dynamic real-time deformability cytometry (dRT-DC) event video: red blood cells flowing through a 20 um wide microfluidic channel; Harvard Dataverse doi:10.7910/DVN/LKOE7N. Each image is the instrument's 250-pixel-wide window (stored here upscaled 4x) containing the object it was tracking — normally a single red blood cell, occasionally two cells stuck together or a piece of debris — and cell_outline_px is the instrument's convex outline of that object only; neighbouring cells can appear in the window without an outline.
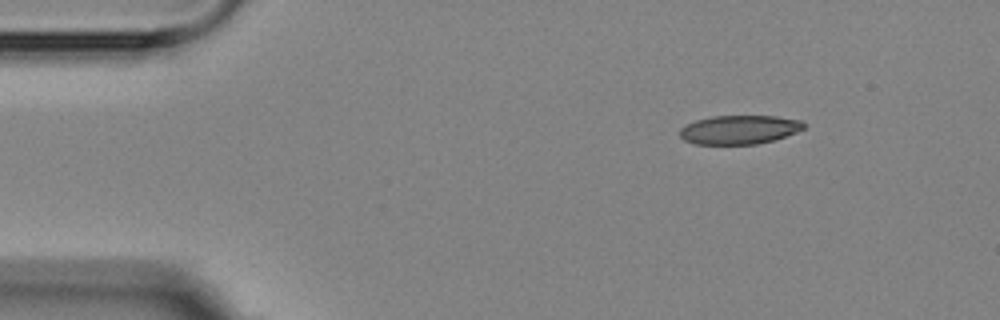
{"species": "Egyptian fruit bat (a non-hibernating species)", "species_latin": "Rousettus aegyptiacus", "temperature_condition": "room temperature", "stored_images_in_passage": 3, "camera_frame_rate_fps": 3000, "um_per_image_px": 0.085, "animal": {"sex": "female"}, "frame": {"image": 1, "passage_image": 1, "time_ms": 0.0, "image_size_px": [1000, 320], "cell_outline_px": [[808, 124], [804, 128], [796, 132], [772, 140], [756, 144], [696, 144], [684, 140], [680, 136], [680, 128], [696, 120], [712, 116], [776, 116], [804, 120]], "centroid_in_image_um": [62.88, 11.01], "position_along_channel_um": 22.1, "area_um2": 20.87}}